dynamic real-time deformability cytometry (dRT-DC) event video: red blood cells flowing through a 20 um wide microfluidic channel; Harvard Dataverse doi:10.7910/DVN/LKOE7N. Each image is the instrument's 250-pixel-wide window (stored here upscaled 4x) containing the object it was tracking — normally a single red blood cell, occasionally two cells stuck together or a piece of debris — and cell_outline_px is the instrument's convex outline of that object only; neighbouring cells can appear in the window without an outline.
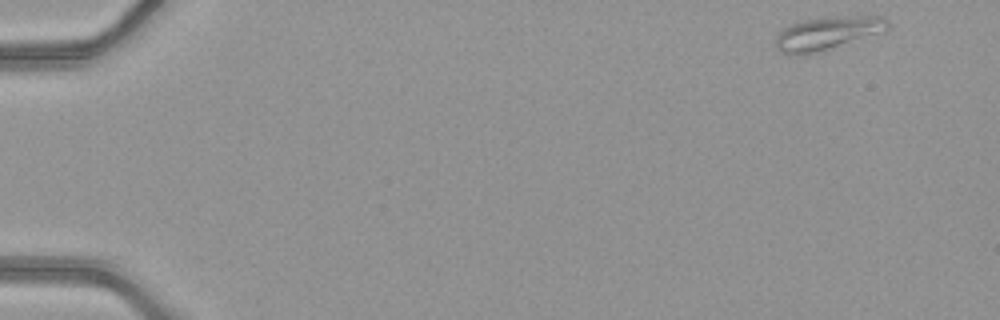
{"species": "common noctule bat (a hibernating species)", "species_latin": "Nyctalus noctula", "temperature_condition": "warm", "stored_images_in_passage": 48, "camera_frame_rate_fps": 3000, "um_per_image_px": 0.085, "animal": {"sex": "female", "body_mass_g": 21.9}, "frame": {"image": 1, "passage_image": 1, "time_ms": 0.0, "image_size_px": [1000, 320], "cell_outline_px": [[892, 24], [888, 32], [824, 52], [808, 56], [788, 56], [780, 52], [776, 48], [776, 36], [788, 24], [804, 20], [828, 16], [880, 16], [888, 20]], "centroid_in_image_um": [70.4, 2.87], "position_along_channel_um": 14.6, "area_um2": 23.18}}
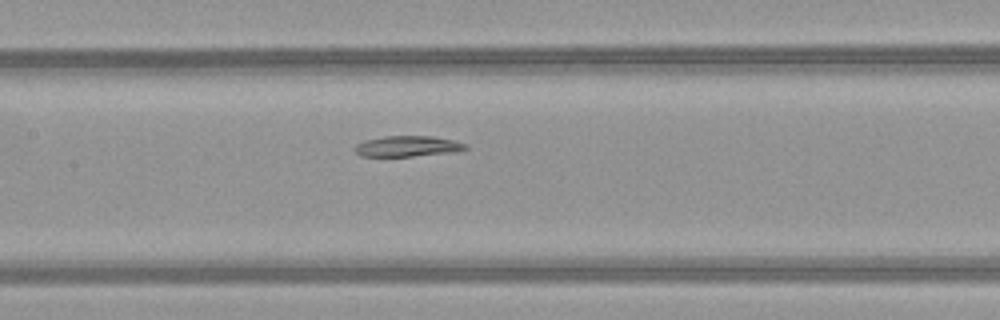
{"frame": {"image": 2, "passage_image": 23, "time_ms": 7.333, "image_size_px": [1000, 320], "cell_outline_px": [[468, 148], [452, 152], [412, 156], [360, 156], [352, 148], [356, 144], [364, 140], [384, 136], [432, 136], [452, 140], [468, 144]], "centroid_in_image_um": [34.6, 12.42], "position_along_channel_um": 172.8, "area_um2": 13.35}}
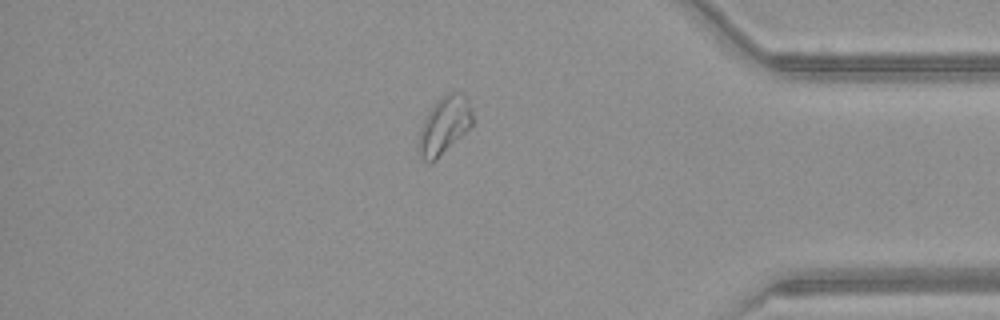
{"frame": {"image": 3, "passage_image": 41, "time_ms": 13.333, "image_size_px": [1000, 320], "cell_outline_px": [[472, 124], [436, 160], [428, 164], [420, 156], [416, 144], [420, 128], [428, 112], [436, 100], [444, 92], [464, 92], [472, 108]], "centroid_in_image_um": [37.73, 10.62], "position_along_channel_um": 397.5, "area_um2": 18.26}, "authors_computed_cell_mechanics": {"area_um2": 17.1666, "velocity_mm_per_s": 4.1622, "shape_relaxation_time_tau1_ms": null, "shape_relaxation_time_tau2_ms": 2.811, "deformation_change_tau1": null, "deformation_change_tau2": 0.0635}}